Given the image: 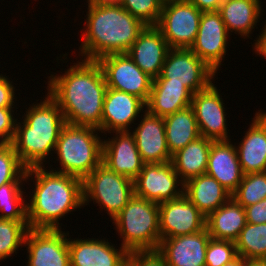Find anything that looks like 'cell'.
Segmentation results:
<instances>
[{"label": "cell", "instance_id": "obj_1", "mask_svg": "<svg viewBox=\"0 0 266 266\" xmlns=\"http://www.w3.org/2000/svg\"><path fill=\"white\" fill-rule=\"evenodd\" d=\"M48 80L47 94L61 109L67 124L95 127L102 133L107 85L97 61L80 59L62 74H50Z\"/></svg>", "mask_w": 266, "mask_h": 266}, {"label": "cell", "instance_id": "obj_2", "mask_svg": "<svg viewBox=\"0 0 266 266\" xmlns=\"http://www.w3.org/2000/svg\"><path fill=\"white\" fill-rule=\"evenodd\" d=\"M45 167L26 170V184L34 182L27 199V220L32 229L59 230L62 217L84 206L83 180Z\"/></svg>", "mask_w": 266, "mask_h": 266}, {"label": "cell", "instance_id": "obj_3", "mask_svg": "<svg viewBox=\"0 0 266 266\" xmlns=\"http://www.w3.org/2000/svg\"><path fill=\"white\" fill-rule=\"evenodd\" d=\"M86 2L88 8L78 56L97 61L107 55L127 53L146 25L120 4Z\"/></svg>", "mask_w": 266, "mask_h": 266}, {"label": "cell", "instance_id": "obj_4", "mask_svg": "<svg viewBox=\"0 0 266 266\" xmlns=\"http://www.w3.org/2000/svg\"><path fill=\"white\" fill-rule=\"evenodd\" d=\"M29 106L22 115L24 119H17L11 143L19 160L27 169L45 166L50 162L49 157L54 156L52 154L55 152L60 132L67 124L61 109L48 94L44 95L40 103L34 102Z\"/></svg>", "mask_w": 266, "mask_h": 266}, {"label": "cell", "instance_id": "obj_5", "mask_svg": "<svg viewBox=\"0 0 266 266\" xmlns=\"http://www.w3.org/2000/svg\"><path fill=\"white\" fill-rule=\"evenodd\" d=\"M102 138L101 131L95 127L66 124L60 132L54 152V163L57 161L60 166L56 169L50 165L48 168L84 180L102 163Z\"/></svg>", "mask_w": 266, "mask_h": 266}, {"label": "cell", "instance_id": "obj_6", "mask_svg": "<svg viewBox=\"0 0 266 266\" xmlns=\"http://www.w3.org/2000/svg\"><path fill=\"white\" fill-rule=\"evenodd\" d=\"M111 222L128 252L159 248V203L134 195Z\"/></svg>", "mask_w": 266, "mask_h": 266}, {"label": "cell", "instance_id": "obj_7", "mask_svg": "<svg viewBox=\"0 0 266 266\" xmlns=\"http://www.w3.org/2000/svg\"><path fill=\"white\" fill-rule=\"evenodd\" d=\"M83 193L84 207L93 201L113 220L134 196V181L101 163L83 180Z\"/></svg>", "mask_w": 266, "mask_h": 266}, {"label": "cell", "instance_id": "obj_8", "mask_svg": "<svg viewBox=\"0 0 266 266\" xmlns=\"http://www.w3.org/2000/svg\"><path fill=\"white\" fill-rule=\"evenodd\" d=\"M201 15L187 0H174L162 5L156 27L170 48H190L197 36Z\"/></svg>", "mask_w": 266, "mask_h": 266}, {"label": "cell", "instance_id": "obj_9", "mask_svg": "<svg viewBox=\"0 0 266 266\" xmlns=\"http://www.w3.org/2000/svg\"><path fill=\"white\" fill-rule=\"evenodd\" d=\"M215 76L216 72L190 48H171L160 75L154 79H170V82L182 83L195 94L215 81Z\"/></svg>", "mask_w": 266, "mask_h": 266}, {"label": "cell", "instance_id": "obj_10", "mask_svg": "<svg viewBox=\"0 0 266 266\" xmlns=\"http://www.w3.org/2000/svg\"><path fill=\"white\" fill-rule=\"evenodd\" d=\"M107 88L133 94L147 102L153 78L143 72L127 53L111 54L97 60Z\"/></svg>", "mask_w": 266, "mask_h": 266}, {"label": "cell", "instance_id": "obj_11", "mask_svg": "<svg viewBox=\"0 0 266 266\" xmlns=\"http://www.w3.org/2000/svg\"><path fill=\"white\" fill-rule=\"evenodd\" d=\"M133 181L135 196L156 203L173 200L184 194V182L175 172L171 161L144 164Z\"/></svg>", "mask_w": 266, "mask_h": 266}, {"label": "cell", "instance_id": "obj_12", "mask_svg": "<svg viewBox=\"0 0 266 266\" xmlns=\"http://www.w3.org/2000/svg\"><path fill=\"white\" fill-rule=\"evenodd\" d=\"M214 83L193 94L191 107L201 137L213 141L231 140L230 130L227 127L228 120L226 117L228 113L225 111L224 99H222L223 96L219 92L220 89H217Z\"/></svg>", "mask_w": 266, "mask_h": 266}, {"label": "cell", "instance_id": "obj_13", "mask_svg": "<svg viewBox=\"0 0 266 266\" xmlns=\"http://www.w3.org/2000/svg\"><path fill=\"white\" fill-rule=\"evenodd\" d=\"M230 36L218 11L202 12L198 33L190 49L218 74L224 65Z\"/></svg>", "mask_w": 266, "mask_h": 266}, {"label": "cell", "instance_id": "obj_14", "mask_svg": "<svg viewBox=\"0 0 266 266\" xmlns=\"http://www.w3.org/2000/svg\"><path fill=\"white\" fill-rule=\"evenodd\" d=\"M32 229L26 234V266H71L68 247V231Z\"/></svg>", "mask_w": 266, "mask_h": 266}, {"label": "cell", "instance_id": "obj_15", "mask_svg": "<svg viewBox=\"0 0 266 266\" xmlns=\"http://www.w3.org/2000/svg\"><path fill=\"white\" fill-rule=\"evenodd\" d=\"M206 227V217L183 194L159 203L161 240L197 233Z\"/></svg>", "mask_w": 266, "mask_h": 266}, {"label": "cell", "instance_id": "obj_16", "mask_svg": "<svg viewBox=\"0 0 266 266\" xmlns=\"http://www.w3.org/2000/svg\"><path fill=\"white\" fill-rule=\"evenodd\" d=\"M145 110L146 103L141 98L107 88L103 101L102 134L107 136V133L115 131H131L138 124L134 122Z\"/></svg>", "mask_w": 266, "mask_h": 266}, {"label": "cell", "instance_id": "obj_17", "mask_svg": "<svg viewBox=\"0 0 266 266\" xmlns=\"http://www.w3.org/2000/svg\"><path fill=\"white\" fill-rule=\"evenodd\" d=\"M69 233L68 231L71 266H122L127 260L129 252L122 246L117 249L106 237L70 239Z\"/></svg>", "mask_w": 266, "mask_h": 266}, {"label": "cell", "instance_id": "obj_18", "mask_svg": "<svg viewBox=\"0 0 266 266\" xmlns=\"http://www.w3.org/2000/svg\"><path fill=\"white\" fill-rule=\"evenodd\" d=\"M111 139L103 137L102 163L117 174L134 180L145 164L131 131H115Z\"/></svg>", "mask_w": 266, "mask_h": 266}, {"label": "cell", "instance_id": "obj_19", "mask_svg": "<svg viewBox=\"0 0 266 266\" xmlns=\"http://www.w3.org/2000/svg\"><path fill=\"white\" fill-rule=\"evenodd\" d=\"M140 117L137 120L139 124L131 131L143 162L145 164L170 162L172 155L167 147L163 117L153 115L147 110Z\"/></svg>", "mask_w": 266, "mask_h": 266}, {"label": "cell", "instance_id": "obj_20", "mask_svg": "<svg viewBox=\"0 0 266 266\" xmlns=\"http://www.w3.org/2000/svg\"><path fill=\"white\" fill-rule=\"evenodd\" d=\"M210 238L205 227L197 233L162 239L157 250L163 255L167 266H205Z\"/></svg>", "mask_w": 266, "mask_h": 266}, {"label": "cell", "instance_id": "obj_21", "mask_svg": "<svg viewBox=\"0 0 266 266\" xmlns=\"http://www.w3.org/2000/svg\"><path fill=\"white\" fill-rule=\"evenodd\" d=\"M239 143H235L243 174L266 172V111L258 110Z\"/></svg>", "mask_w": 266, "mask_h": 266}, {"label": "cell", "instance_id": "obj_22", "mask_svg": "<svg viewBox=\"0 0 266 266\" xmlns=\"http://www.w3.org/2000/svg\"><path fill=\"white\" fill-rule=\"evenodd\" d=\"M170 49L156 26H145L127 54L143 72L154 79L160 75Z\"/></svg>", "mask_w": 266, "mask_h": 266}, {"label": "cell", "instance_id": "obj_23", "mask_svg": "<svg viewBox=\"0 0 266 266\" xmlns=\"http://www.w3.org/2000/svg\"><path fill=\"white\" fill-rule=\"evenodd\" d=\"M212 141L206 174L215 178L231 195L242 181L243 172L238 159L235 142Z\"/></svg>", "mask_w": 266, "mask_h": 266}, {"label": "cell", "instance_id": "obj_24", "mask_svg": "<svg viewBox=\"0 0 266 266\" xmlns=\"http://www.w3.org/2000/svg\"><path fill=\"white\" fill-rule=\"evenodd\" d=\"M193 93L182 83L153 79L146 110L159 117L174 114L191 106Z\"/></svg>", "mask_w": 266, "mask_h": 266}, {"label": "cell", "instance_id": "obj_25", "mask_svg": "<svg viewBox=\"0 0 266 266\" xmlns=\"http://www.w3.org/2000/svg\"><path fill=\"white\" fill-rule=\"evenodd\" d=\"M260 0H223L218 9L230 35L235 33L249 39L264 12ZM262 4V5H261Z\"/></svg>", "mask_w": 266, "mask_h": 266}, {"label": "cell", "instance_id": "obj_26", "mask_svg": "<svg viewBox=\"0 0 266 266\" xmlns=\"http://www.w3.org/2000/svg\"><path fill=\"white\" fill-rule=\"evenodd\" d=\"M184 195L206 218L231 198V194L207 174L186 181Z\"/></svg>", "mask_w": 266, "mask_h": 266}, {"label": "cell", "instance_id": "obj_27", "mask_svg": "<svg viewBox=\"0 0 266 266\" xmlns=\"http://www.w3.org/2000/svg\"><path fill=\"white\" fill-rule=\"evenodd\" d=\"M245 208L232 197L206 218L212 239L236 241L246 225Z\"/></svg>", "mask_w": 266, "mask_h": 266}, {"label": "cell", "instance_id": "obj_28", "mask_svg": "<svg viewBox=\"0 0 266 266\" xmlns=\"http://www.w3.org/2000/svg\"><path fill=\"white\" fill-rule=\"evenodd\" d=\"M212 141L200 136L172 155L174 170L184 183L193 177L206 174Z\"/></svg>", "mask_w": 266, "mask_h": 266}, {"label": "cell", "instance_id": "obj_29", "mask_svg": "<svg viewBox=\"0 0 266 266\" xmlns=\"http://www.w3.org/2000/svg\"><path fill=\"white\" fill-rule=\"evenodd\" d=\"M167 147L171 155L200 137L191 106L163 117Z\"/></svg>", "mask_w": 266, "mask_h": 266}, {"label": "cell", "instance_id": "obj_30", "mask_svg": "<svg viewBox=\"0 0 266 266\" xmlns=\"http://www.w3.org/2000/svg\"><path fill=\"white\" fill-rule=\"evenodd\" d=\"M235 244L244 259H266V223H246Z\"/></svg>", "mask_w": 266, "mask_h": 266}, {"label": "cell", "instance_id": "obj_31", "mask_svg": "<svg viewBox=\"0 0 266 266\" xmlns=\"http://www.w3.org/2000/svg\"><path fill=\"white\" fill-rule=\"evenodd\" d=\"M24 185L25 183H6L0 186V219L28 221Z\"/></svg>", "mask_w": 266, "mask_h": 266}, {"label": "cell", "instance_id": "obj_32", "mask_svg": "<svg viewBox=\"0 0 266 266\" xmlns=\"http://www.w3.org/2000/svg\"><path fill=\"white\" fill-rule=\"evenodd\" d=\"M28 221L0 219V262L17 254L24 248V241L29 230ZM20 248V249H19Z\"/></svg>", "mask_w": 266, "mask_h": 266}, {"label": "cell", "instance_id": "obj_33", "mask_svg": "<svg viewBox=\"0 0 266 266\" xmlns=\"http://www.w3.org/2000/svg\"><path fill=\"white\" fill-rule=\"evenodd\" d=\"M231 197L244 208L266 198V172L244 174Z\"/></svg>", "mask_w": 266, "mask_h": 266}, {"label": "cell", "instance_id": "obj_34", "mask_svg": "<svg viewBox=\"0 0 266 266\" xmlns=\"http://www.w3.org/2000/svg\"><path fill=\"white\" fill-rule=\"evenodd\" d=\"M26 170L14 146L11 143L0 144V186L6 183H26Z\"/></svg>", "mask_w": 266, "mask_h": 266}, {"label": "cell", "instance_id": "obj_35", "mask_svg": "<svg viewBox=\"0 0 266 266\" xmlns=\"http://www.w3.org/2000/svg\"><path fill=\"white\" fill-rule=\"evenodd\" d=\"M120 5L146 26H156L162 11L159 0H121Z\"/></svg>", "mask_w": 266, "mask_h": 266}, {"label": "cell", "instance_id": "obj_36", "mask_svg": "<svg viewBox=\"0 0 266 266\" xmlns=\"http://www.w3.org/2000/svg\"><path fill=\"white\" fill-rule=\"evenodd\" d=\"M236 256L237 251L234 241L210 238L206 248L205 266H222Z\"/></svg>", "mask_w": 266, "mask_h": 266}, {"label": "cell", "instance_id": "obj_37", "mask_svg": "<svg viewBox=\"0 0 266 266\" xmlns=\"http://www.w3.org/2000/svg\"><path fill=\"white\" fill-rule=\"evenodd\" d=\"M18 107H0V144L13 142L17 118L15 110Z\"/></svg>", "mask_w": 266, "mask_h": 266}, {"label": "cell", "instance_id": "obj_38", "mask_svg": "<svg viewBox=\"0 0 266 266\" xmlns=\"http://www.w3.org/2000/svg\"><path fill=\"white\" fill-rule=\"evenodd\" d=\"M127 261L132 266H167L158 250H136L128 253Z\"/></svg>", "mask_w": 266, "mask_h": 266}, {"label": "cell", "instance_id": "obj_39", "mask_svg": "<svg viewBox=\"0 0 266 266\" xmlns=\"http://www.w3.org/2000/svg\"><path fill=\"white\" fill-rule=\"evenodd\" d=\"M13 80L6 76V74H0V107H16L17 95L16 87L14 86ZM15 104V105H14Z\"/></svg>", "mask_w": 266, "mask_h": 266}, {"label": "cell", "instance_id": "obj_40", "mask_svg": "<svg viewBox=\"0 0 266 266\" xmlns=\"http://www.w3.org/2000/svg\"><path fill=\"white\" fill-rule=\"evenodd\" d=\"M246 221L251 224L266 223V198L245 207Z\"/></svg>", "mask_w": 266, "mask_h": 266}, {"label": "cell", "instance_id": "obj_41", "mask_svg": "<svg viewBox=\"0 0 266 266\" xmlns=\"http://www.w3.org/2000/svg\"><path fill=\"white\" fill-rule=\"evenodd\" d=\"M262 26L260 35L254 39L255 42L252 44V49L257 56L259 55L261 58L266 59V20Z\"/></svg>", "mask_w": 266, "mask_h": 266}, {"label": "cell", "instance_id": "obj_42", "mask_svg": "<svg viewBox=\"0 0 266 266\" xmlns=\"http://www.w3.org/2000/svg\"><path fill=\"white\" fill-rule=\"evenodd\" d=\"M194 4L201 12L218 11L223 0H187Z\"/></svg>", "mask_w": 266, "mask_h": 266}, {"label": "cell", "instance_id": "obj_43", "mask_svg": "<svg viewBox=\"0 0 266 266\" xmlns=\"http://www.w3.org/2000/svg\"><path fill=\"white\" fill-rule=\"evenodd\" d=\"M246 259H244L242 256L237 255L234 259L227 262L226 264L222 266H244Z\"/></svg>", "mask_w": 266, "mask_h": 266}, {"label": "cell", "instance_id": "obj_44", "mask_svg": "<svg viewBox=\"0 0 266 266\" xmlns=\"http://www.w3.org/2000/svg\"><path fill=\"white\" fill-rule=\"evenodd\" d=\"M244 266H266V259H246Z\"/></svg>", "mask_w": 266, "mask_h": 266}, {"label": "cell", "instance_id": "obj_45", "mask_svg": "<svg viewBox=\"0 0 266 266\" xmlns=\"http://www.w3.org/2000/svg\"><path fill=\"white\" fill-rule=\"evenodd\" d=\"M87 1L97 5H110V4H120L121 0H87Z\"/></svg>", "mask_w": 266, "mask_h": 266}, {"label": "cell", "instance_id": "obj_46", "mask_svg": "<svg viewBox=\"0 0 266 266\" xmlns=\"http://www.w3.org/2000/svg\"><path fill=\"white\" fill-rule=\"evenodd\" d=\"M161 3H162V5L163 4H166V3H170V2H172V1H174V0H159Z\"/></svg>", "mask_w": 266, "mask_h": 266}, {"label": "cell", "instance_id": "obj_47", "mask_svg": "<svg viewBox=\"0 0 266 266\" xmlns=\"http://www.w3.org/2000/svg\"><path fill=\"white\" fill-rule=\"evenodd\" d=\"M122 266H132V265L126 260Z\"/></svg>", "mask_w": 266, "mask_h": 266}]
</instances>
